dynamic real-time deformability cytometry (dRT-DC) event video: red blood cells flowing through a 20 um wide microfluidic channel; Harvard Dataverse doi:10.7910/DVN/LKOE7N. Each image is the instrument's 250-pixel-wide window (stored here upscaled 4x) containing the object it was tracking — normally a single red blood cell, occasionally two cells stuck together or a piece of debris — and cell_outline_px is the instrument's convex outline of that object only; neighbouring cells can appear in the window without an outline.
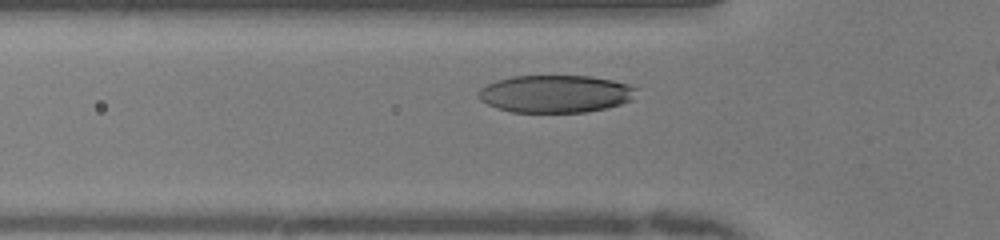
{"species": "human", "species_latin": "Homo sapiens", "temperature_condition": "warm", "stored_images_in_passage": 30, "camera_frame_rate_fps": 3000, "um_per_image_px": 0.085, "donor": {"sex": "female"}, "frame": {"image": 1, "passage_image": 5, "time_ms": 1.333, "image_size_px": [1000, 240], "cell_outline_px": [[636, 88], [632, 100], [620, 104], [604, 108], [584, 112], [512, 112], [496, 108], [480, 100], [476, 96], [476, 92], [480, 88], [496, 80], [512, 76], [588, 76], [612, 80], [628, 84]], "centroid_in_image_um": [47.16, 7.97], "position_along_channel_um": 78.6, "area_um2": 34.51}}
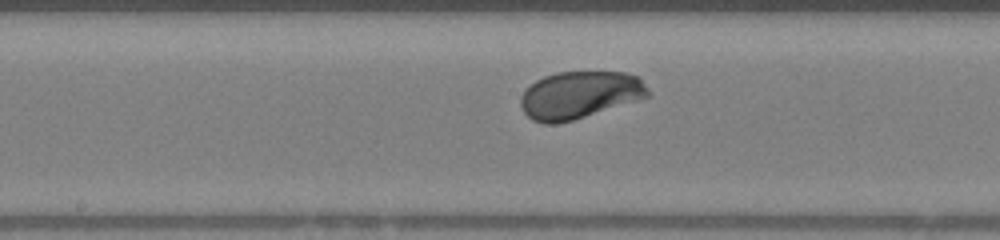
{"frame": {"image": 2, "passage_image": 14, "time_ms": 4.333, "image_size_px": [1000, 240], "cell_outline_px": [[648, 96], [572, 120], [556, 124], [544, 124], [532, 120], [524, 112], [520, 104], [520, 96], [536, 80], [544, 76], [556, 72], [624, 72], [636, 76], [648, 88]], "centroid_in_image_um": [49.21, 8.07], "position_along_channel_um": 199.0, "area_um2": 34.56}}
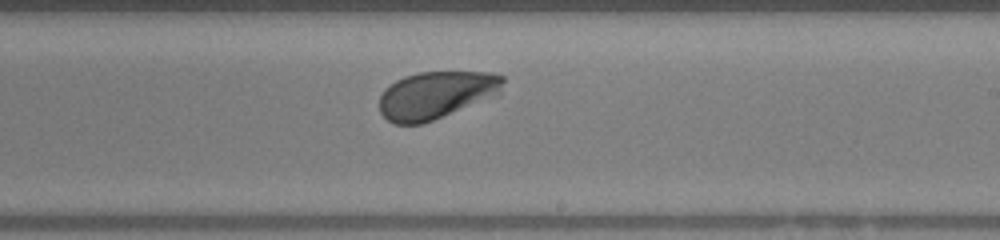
{"frame": {"image": 3, "passage_image": 18, "time_ms": 5.667, "image_size_px": [1000, 240], "cell_outline_px": [[504, 80], [500, 96], [432, 120], [420, 124], [396, 124], [388, 120], [380, 112], [380, 96], [384, 88], [396, 80], [404, 76], [420, 72], [492, 72], [504, 76]], "centroid_in_image_um": [37.13, 8.07], "position_along_channel_um": 251.9, "area_um2": 34.56}}